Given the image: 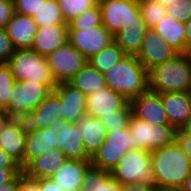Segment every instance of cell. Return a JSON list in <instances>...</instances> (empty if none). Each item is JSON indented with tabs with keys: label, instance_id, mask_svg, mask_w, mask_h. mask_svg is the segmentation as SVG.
Masks as SVG:
<instances>
[{
	"label": "cell",
	"instance_id": "4",
	"mask_svg": "<svg viewBox=\"0 0 191 191\" xmlns=\"http://www.w3.org/2000/svg\"><path fill=\"white\" fill-rule=\"evenodd\" d=\"M7 63L17 82L30 80L47 86L51 91L57 85L46 57L39 55L31 48L15 49Z\"/></svg>",
	"mask_w": 191,
	"mask_h": 191
},
{
	"label": "cell",
	"instance_id": "39",
	"mask_svg": "<svg viewBox=\"0 0 191 191\" xmlns=\"http://www.w3.org/2000/svg\"><path fill=\"white\" fill-rule=\"evenodd\" d=\"M174 141L188 157L191 165V130L186 128H177L175 130Z\"/></svg>",
	"mask_w": 191,
	"mask_h": 191
},
{
	"label": "cell",
	"instance_id": "10",
	"mask_svg": "<svg viewBox=\"0 0 191 191\" xmlns=\"http://www.w3.org/2000/svg\"><path fill=\"white\" fill-rule=\"evenodd\" d=\"M56 83L69 82L87 63L88 59L69 42L46 56Z\"/></svg>",
	"mask_w": 191,
	"mask_h": 191
},
{
	"label": "cell",
	"instance_id": "48",
	"mask_svg": "<svg viewBox=\"0 0 191 191\" xmlns=\"http://www.w3.org/2000/svg\"><path fill=\"white\" fill-rule=\"evenodd\" d=\"M185 24V47L186 49L191 47V19L188 20Z\"/></svg>",
	"mask_w": 191,
	"mask_h": 191
},
{
	"label": "cell",
	"instance_id": "8",
	"mask_svg": "<svg viewBox=\"0 0 191 191\" xmlns=\"http://www.w3.org/2000/svg\"><path fill=\"white\" fill-rule=\"evenodd\" d=\"M50 92L43 84L30 80L15 81L9 104L4 108L6 116L24 119Z\"/></svg>",
	"mask_w": 191,
	"mask_h": 191
},
{
	"label": "cell",
	"instance_id": "16",
	"mask_svg": "<svg viewBox=\"0 0 191 191\" xmlns=\"http://www.w3.org/2000/svg\"><path fill=\"white\" fill-rule=\"evenodd\" d=\"M53 91L59 96L61 119L75 123L86 114L87 97L69 82L57 83Z\"/></svg>",
	"mask_w": 191,
	"mask_h": 191
},
{
	"label": "cell",
	"instance_id": "49",
	"mask_svg": "<svg viewBox=\"0 0 191 191\" xmlns=\"http://www.w3.org/2000/svg\"><path fill=\"white\" fill-rule=\"evenodd\" d=\"M182 187L184 188L185 191H191V170Z\"/></svg>",
	"mask_w": 191,
	"mask_h": 191
},
{
	"label": "cell",
	"instance_id": "3",
	"mask_svg": "<svg viewBox=\"0 0 191 191\" xmlns=\"http://www.w3.org/2000/svg\"><path fill=\"white\" fill-rule=\"evenodd\" d=\"M191 67L184 53L148 71V90L154 93L190 92Z\"/></svg>",
	"mask_w": 191,
	"mask_h": 191
},
{
	"label": "cell",
	"instance_id": "36",
	"mask_svg": "<svg viewBox=\"0 0 191 191\" xmlns=\"http://www.w3.org/2000/svg\"><path fill=\"white\" fill-rule=\"evenodd\" d=\"M130 117L131 107L128 103L123 109L115 111V115H103L99 120L106 127V130H119L128 126Z\"/></svg>",
	"mask_w": 191,
	"mask_h": 191
},
{
	"label": "cell",
	"instance_id": "29",
	"mask_svg": "<svg viewBox=\"0 0 191 191\" xmlns=\"http://www.w3.org/2000/svg\"><path fill=\"white\" fill-rule=\"evenodd\" d=\"M148 29L146 24H131L114 35V42L126 55H137L140 50L144 33Z\"/></svg>",
	"mask_w": 191,
	"mask_h": 191
},
{
	"label": "cell",
	"instance_id": "17",
	"mask_svg": "<svg viewBox=\"0 0 191 191\" xmlns=\"http://www.w3.org/2000/svg\"><path fill=\"white\" fill-rule=\"evenodd\" d=\"M86 97V114L95 118L115 115V111L123 109L129 103L125 96L107 86Z\"/></svg>",
	"mask_w": 191,
	"mask_h": 191
},
{
	"label": "cell",
	"instance_id": "33",
	"mask_svg": "<svg viewBox=\"0 0 191 191\" xmlns=\"http://www.w3.org/2000/svg\"><path fill=\"white\" fill-rule=\"evenodd\" d=\"M140 14L148 28H154L167 15L166 7L155 0H139Z\"/></svg>",
	"mask_w": 191,
	"mask_h": 191
},
{
	"label": "cell",
	"instance_id": "37",
	"mask_svg": "<svg viewBox=\"0 0 191 191\" xmlns=\"http://www.w3.org/2000/svg\"><path fill=\"white\" fill-rule=\"evenodd\" d=\"M167 14L180 22H187L191 19V0H179L166 7Z\"/></svg>",
	"mask_w": 191,
	"mask_h": 191
},
{
	"label": "cell",
	"instance_id": "15",
	"mask_svg": "<svg viewBox=\"0 0 191 191\" xmlns=\"http://www.w3.org/2000/svg\"><path fill=\"white\" fill-rule=\"evenodd\" d=\"M131 115L151 124H169L160 94L147 90L129 100Z\"/></svg>",
	"mask_w": 191,
	"mask_h": 191
},
{
	"label": "cell",
	"instance_id": "24",
	"mask_svg": "<svg viewBox=\"0 0 191 191\" xmlns=\"http://www.w3.org/2000/svg\"><path fill=\"white\" fill-rule=\"evenodd\" d=\"M53 148H56L53 126L44 129L26 128L24 167L32 159L40 157Z\"/></svg>",
	"mask_w": 191,
	"mask_h": 191
},
{
	"label": "cell",
	"instance_id": "13",
	"mask_svg": "<svg viewBox=\"0 0 191 191\" xmlns=\"http://www.w3.org/2000/svg\"><path fill=\"white\" fill-rule=\"evenodd\" d=\"M26 123L21 118H8L0 132V148L24 168Z\"/></svg>",
	"mask_w": 191,
	"mask_h": 191
},
{
	"label": "cell",
	"instance_id": "55",
	"mask_svg": "<svg viewBox=\"0 0 191 191\" xmlns=\"http://www.w3.org/2000/svg\"><path fill=\"white\" fill-rule=\"evenodd\" d=\"M189 130H191V122H190V124H189V126L187 127Z\"/></svg>",
	"mask_w": 191,
	"mask_h": 191
},
{
	"label": "cell",
	"instance_id": "42",
	"mask_svg": "<svg viewBox=\"0 0 191 191\" xmlns=\"http://www.w3.org/2000/svg\"><path fill=\"white\" fill-rule=\"evenodd\" d=\"M17 191H41L39 187V180L28 178L21 171L18 174Z\"/></svg>",
	"mask_w": 191,
	"mask_h": 191
},
{
	"label": "cell",
	"instance_id": "21",
	"mask_svg": "<svg viewBox=\"0 0 191 191\" xmlns=\"http://www.w3.org/2000/svg\"><path fill=\"white\" fill-rule=\"evenodd\" d=\"M90 160L66 159L51 177L63 191H81Z\"/></svg>",
	"mask_w": 191,
	"mask_h": 191
},
{
	"label": "cell",
	"instance_id": "32",
	"mask_svg": "<svg viewBox=\"0 0 191 191\" xmlns=\"http://www.w3.org/2000/svg\"><path fill=\"white\" fill-rule=\"evenodd\" d=\"M63 19L69 24L84 11L94 7L98 0H57Z\"/></svg>",
	"mask_w": 191,
	"mask_h": 191
},
{
	"label": "cell",
	"instance_id": "46",
	"mask_svg": "<svg viewBox=\"0 0 191 191\" xmlns=\"http://www.w3.org/2000/svg\"><path fill=\"white\" fill-rule=\"evenodd\" d=\"M121 191H156L154 187L142 183L120 185Z\"/></svg>",
	"mask_w": 191,
	"mask_h": 191
},
{
	"label": "cell",
	"instance_id": "26",
	"mask_svg": "<svg viewBox=\"0 0 191 191\" xmlns=\"http://www.w3.org/2000/svg\"><path fill=\"white\" fill-rule=\"evenodd\" d=\"M167 44L177 53H185V24L172 18L169 14L163 18L153 28Z\"/></svg>",
	"mask_w": 191,
	"mask_h": 191
},
{
	"label": "cell",
	"instance_id": "52",
	"mask_svg": "<svg viewBox=\"0 0 191 191\" xmlns=\"http://www.w3.org/2000/svg\"><path fill=\"white\" fill-rule=\"evenodd\" d=\"M184 54H185V56L189 62L190 67H191V47L187 48Z\"/></svg>",
	"mask_w": 191,
	"mask_h": 191
},
{
	"label": "cell",
	"instance_id": "45",
	"mask_svg": "<svg viewBox=\"0 0 191 191\" xmlns=\"http://www.w3.org/2000/svg\"><path fill=\"white\" fill-rule=\"evenodd\" d=\"M39 187L41 191H63V189L51 178L40 179Z\"/></svg>",
	"mask_w": 191,
	"mask_h": 191
},
{
	"label": "cell",
	"instance_id": "40",
	"mask_svg": "<svg viewBox=\"0 0 191 191\" xmlns=\"http://www.w3.org/2000/svg\"><path fill=\"white\" fill-rule=\"evenodd\" d=\"M15 52L13 43L4 28H0V63H6Z\"/></svg>",
	"mask_w": 191,
	"mask_h": 191
},
{
	"label": "cell",
	"instance_id": "14",
	"mask_svg": "<svg viewBox=\"0 0 191 191\" xmlns=\"http://www.w3.org/2000/svg\"><path fill=\"white\" fill-rule=\"evenodd\" d=\"M178 53L153 28H148L136 57L147 71L172 59Z\"/></svg>",
	"mask_w": 191,
	"mask_h": 191
},
{
	"label": "cell",
	"instance_id": "20",
	"mask_svg": "<svg viewBox=\"0 0 191 191\" xmlns=\"http://www.w3.org/2000/svg\"><path fill=\"white\" fill-rule=\"evenodd\" d=\"M61 119L59 96L52 90L44 100L24 118L27 128L44 129Z\"/></svg>",
	"mask_w": 191,
	"mask_h": 191
},
{
	"label": "cell",
	"instance_id": "44",
	"mask_svg": "<svg viewBox=\"0 0 191 191\" xmlns=\"http://www.w3.org/2000/svg\"><path fill=\"white\" fill-rule=\"evenodd\" d=\"M22 169H3L0 168V184L11 182Z\"/></svg>",
	"mask_w": 191,
	"mask_h": 191
},
{
	"label": "cell",
	"instance_id": "5",
	"mask_svg": "<svg viewBox=\"0 0 191 191\" xmlns=\"http://www.w3.org/2000/svg\"><path fill=\"white\" fill-rule=\"evenodd\" d=\"M110 175L120 185L142 183L155 188L151 153L143 148H132L125 153Z\"/></svg>",
	"mask_w": 191,
	"mask_h": 191
},
{
	"label": "cell",
	"instance_id": "27",
	"mask_svg": "<svg viewBox=\"0 0 191 191\" xmlns=\"http://www.w3.org/2000/svg\"><path fill=\"white\" fill-rule=\"evenodd\" d=\"M69 83L86 96L106 87L104 75L89 63L75 74L69 80Z\"/></svg>",
	"mask_w": 191,
	"mask_h": 191
},
{
	"label": "cell",
	"instance_id": "38",
	"mask_svg": "<svg viewBox=\"0 0 191 191\" xmlns=\"http://www.w3.org/2000/svg\"><path fill=\"white\" fill-rule=\"evenodd\" d=\"M47 0H13L14 12L33 16Z\"/></svg>",
	"mask_w": 191,
	"mask_h": 191
},
{
	"label": "cell",
	"instance_id": "6",
	"mask_svg": "<svg viewBox=\"0 0 191 191\" xmlns=\"http://www.w3.org/2000/svg\"><path fill=\"white\" fill-rule=\"evenodd\" d=\"M102 25L114 36L131 24H145L139 0H98Z\"/></svg>",
	"mask_w": 191,
	"mask_h": 191
},
{
	"label": "cell",
	"instance_id": "9",
	"mask_svg": "<svg viewBox=\"0 0 191 191\" xmlns=\"http://www.w3.org/2000/svg\"><path fill=\"white\" fill-rule=\"evenodd\" d=\"M130 149L132 139L128 126L119 130H107L103 143L90 158V163L93 167L111 171Z\"/></svg>",
	"mask_w": 191,
	"mask_h": 191
},
{
	"label": "cell",
	"instance_id": "12",
	"mask_svg": "<svg viewBox=\"0 0 191 191\" xmlns=\"http://www.w3.org/2000/svg\"><path fill=\"white\" fill-rule=\"evenodd\" d=\"M54 127V141L56 148L60 149L67 159L90 160L83 145L82 133L75 123L56 121Z\"/></svg>",
	"mask_w": 191,
	"mask_h": 191
},
{
	"label": "cell",
	"instance_id": "35",
	"mask_svg": "<svg viewBox=\"0 0 191 191\" xmlns=\"http://www.w3.org/2000/svg\"><path fill=\"white\" fill-rule=\"evenodd\" d=\"M14 83L15 80L9 64L7 62L0 63V104L3 108L9 104Z\"/></svg>",
	"mask_w": 191,
	"mask_h": 191
},
{
	"label": "cell",
	"instance_id": "30",
	"mask_svg": "<svg viewBox=\"0 0 191 191\" xmlns=\"http://www.w3.org/2000/svg\"><path fill=\"white\" fill-rule=\"evenodd\" d=\"M125 56L126 54L123 52V50L113 41L107 47L103 48L100 52L94 54L88 60V63L103 74L109 71Z\"/></svg>",
	"mask_w": 191,
	"mask_h": 191
},
{
	"label": "cell",
	"instance_id": "31",
	"mask_svg": "<svg viewBox=\"0 0 191 191\" xmlns=\"http://www.w3.org/2000/svg\"><path fill=\"white\" fill-rule=\"evenodd\" d=\"M37 27L66 24L57 0H47L32 16Z\"/></svg>",
	"mask_w": 191,
	"mask_h": 191
},
{
	"label": "cell",
	"instance_id": "22",
	"mask_svg": "<svg viewBox=\"0 0 191 191\" xmlns=\"http://www.w3.org/2000/svg\"><path fill=\"white\" fill-rule=\"evenodd\" d=\"M4 29L15 49H26L31 48L38 27L32 16L14 12Z\"/></svg>",
	"mask_w": 191,
	"mask_h": 191
},
{
	"label": "cell",
	"instance_id": "19",
	"mask_svg": "<svg viewBox=\"0 0 191 191\" xmlns=\"http://www.w3.org/2000/svg\"><path fill=\"white\" fill-rule=\"evenodd\" d=\"M69 24H54L38 27L31 49L47 56L68 42Z\"/></svg>",
	"mask_w": 191,
	"mask_h": 191
},
{
	"label": "cell",
	"instance_id": "43",
	"mask_svg": "<svg viewBox=\"0 0 191 191\" xmlns=\"http://www.w3.org/2000/svg\"><path fill=\"white\" fill-rule=\"evenodd\" d=\"M0 168L21 169L20 165L1 148H0Z\"/></svg>",
	"mask_w": 191,
	"mask_h": 191
},
{
	"label": "cell",
	"instance_id": "41",
	"mask_svg": "<svg viewBox=\"0 0 191 191\" xmlns=\"http://www.w3.org/2000/svg\"><path fill=\"white\" fill-rule=\"evenodd\" d=\"M14 14L13 0H0V28H4Z\"/></svg>",
	"mask_w": 191,
	"mask_h": 191
},
{
	"label": "cell",
	"instance_id": "53",
	"mask_svg": "<svg viewBox=\"0 0 191 191\" xmlns=\"http://www.w3.org/2000/svg\"><path fill=\"white\" fill-rule=\"evenodd\" d=\"M8 119V117H0V132L2 130V126L4 124V122Z\"/></svg>",
	"mask_w": 191,
	"mask_h": 191
},
{
	"label": "cell",
	"instance_id": "7",
	"mask_svg": "<svg viewBox=\"0 0 191 191\" xmlns=\"http://www.w3.org/2000/svg\"><path fill=\"white\" fill-rule=\"evenodd\" d=\"M128 128L133 149L143 148L152 151L172 144L175 139L176 129L171 124H151L131 115Z\"/></svg>",
	"mask_w": 191,
	"mask_h": 191
},
{
	"label": "cell",
	"instance_id": "54",
	"mask_svg": "<svg viewBox=\"0 0 191 191\" xmlns=\"http://www.w3.org/2000/svg\"><path fill=\"white\" fill-rule=\"evenodd\" d=\"M0 117H7L5 113V109L0 104Z\"/></svg>",
	"mask_w": 191,
	"mask_h": 191
},
{
	"label": "cell",
	"instance_id": "2",
	"mask_svg": "<svg viewBox=\"0 0 191 191\" xmlns=\"http://www.w3.org/2000/svg\"><path fill=\"white\" fill-rule=\"evenodd\" d=\"M103 75L106 86L128 100L148 90V71L135 55H126Z\"/></svg>",
	"mask_w": 191,
	"mask_h": 191
},
{
	"label": "cell",
	"instance_id": "50",
	"mask_svg": "<svg viewBox=\"0 0 191 191\" xmlns=\"http://www.w3.org/2000/svg\"><path fill=\"white\" fill-rule=\"evenodd\" d=\"M157 3H160L162 6L167 7L171 4L179 2V0H155Z\"/></svg>",
	"mask_w": 191,
	"mask_h": 191
},
{
	"label": "cell",
	"instance_id": "25",
	"mask_svg": "<svg viewBox=\"0 0 191 191\" xmlns=\"http://www.w3.org/2000/svg\"><path fill=\"white\" fill-rule=\"evenodd\" d=\"M75 124L82 133L83 145L86 153L92 157L103 143L107 134L106 127L99 118L85 114Z\"/></svg>",
	"mask_w": 191,
	"mask_h": 191
},
{
	"label": "cell",
	"instance_id": "1",
	"mask_svg": "<svg viewBox=\"0 0 191 191\" xmlns=\"http://www.w3.org/2000/svg\"><path fill=\"white\" fill-rule=\"evenodd\" d=\"M155 190L182 187L191 170L188 157L174 141L150 151Z\"/></svg>",
	"mask_w": 191,
	"mask_h": 191
},
{
	"label": "cell",
	"instance_id": "18",
	"mask_svg": "<svg viewBox=\"0 0 191 191\" xmlns=\"http://www.w3.org/2000/svg\"><path fill=\"white\" fill-rule=\"evenodd\" d=\"M168 122L175 129L186 128L191 122V93L167 92L160 94Z\"/></svg>",
	"mask_w": 191,
	"mask_h": 191
},
{
	"label": "cell",
	"instance_id": "11",
	"mask_svg": "<svg viewBox=\"0 0 191 191\" xmlns=\"http://www.w3.org/2000/svg\"><path fill=\"white\" fill-rule=\"evenodd\" d=\"M114 41V36L101 24L92 29L68 30V42L88 60Z\"/></svg>",
	"mask_w": 191,
	"mask_h": 191
},
{
	"label": "cell",
	"instance_id": "51",
	"mask_svg": "<svg viewBox=\"0 0 191 191\" xmlns=\"http://www.w3.org/2000/svg\"><path fill=\"white\" fill-rule=\"evenodd\" d=\"M158 191H185L183 187L165 188Z\"/></svg>",
	"mask_w": 191,
	"mask_h": 191
},
{
	"label": "cell",
	"instance_id": "23",
	"mask_svg": "<svg viewBox=\"0 0 191 191\" xmlns=\"http://www.w3.org/2000/svg\"><path fill=\"white\" fill-rule=\"evenodd\" d=\"M66 159L60 149L53 148L40 157L32 159L22 172L26 177L35 180L51 178Z\"/></svg>",
	"mask_w": 191,
	"mask_h": 191
},
{
	"label": "cell",
	"instance_id": "28",
	"mask_svg": "<svg viewBox=\"0 0 191 191\" xmlns=\"http://www.w3.org/2000/svg\"><path fill=\"white\" fill-rule=\"evenodd\" d=\"M81 191H121L120 184L110 175V171L93 167L87 169Z\"/></svg>",
	"mask_w": 191,
	"mask_h": 191
},
{
	"label": "cell",
	"instance_id": "47",
	"mask_svg": "<svg viewBox=\"0 0 191 191\" xmlns=\"http://www.w3.org/2000/svg\"><path fill=\"white\" fill-rule=\"evenodd\" d=\"M18 189V175L8 183L0 184V191H17Z\"/></svg>",
	"mask_w": 191,
	"mask_h": 191
},
{
	"label": "cell",
	"instance_id": "34",
	"mask_svg": "<svg viewBox=\"0 0 191 191\" xmlns=\"http://www.w3.org/2000/svg\"><path fill=\"white\" fill-rule=\"evenodd\" d=\"M102 24L101 9L98 3L81 13L69 23L68 30H82V28H94Z\"/></svg>",
	"mask_w": 191,
	"mask_h": 191
}]
</instances>
